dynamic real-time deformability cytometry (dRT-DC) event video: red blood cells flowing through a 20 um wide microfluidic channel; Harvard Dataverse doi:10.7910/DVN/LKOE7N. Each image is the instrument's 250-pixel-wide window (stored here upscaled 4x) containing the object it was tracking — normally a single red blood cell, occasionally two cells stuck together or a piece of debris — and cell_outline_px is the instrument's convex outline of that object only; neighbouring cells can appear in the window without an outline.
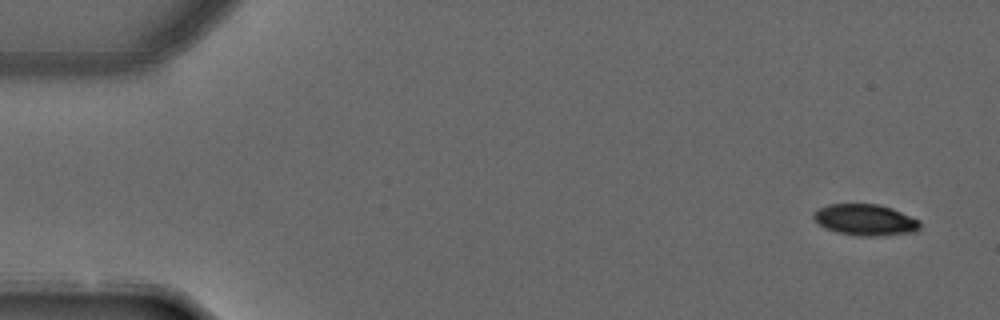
{"species": "common noctule bat (a hibernating species)", "species_latin": "Nyctalus noctula", "temperature_condition": "warm", "stored_images_in_passage": 5, "camera_frame_rate_fps": 3000, "um_per_image_px": 0.085, "animal": {"sex": "male", "forearm_length_mm": 52.5}, "frame": {"image": 1, "passage_image": 1, "time_ms": 0.0, "image_size_px": [1000, 320], "cell_outline_px": [[920, 228], [916, 232], [876, 236], [860, 236], [836, 232], [824, 228], [812, 216], [820, 208], [828, 204], [876, 204], [892, 208], [920, 220]], "centroid_in_image_um": [73.58, 18.69], "position_along_channel_um": 11.4, "area_um2": 19.31}}
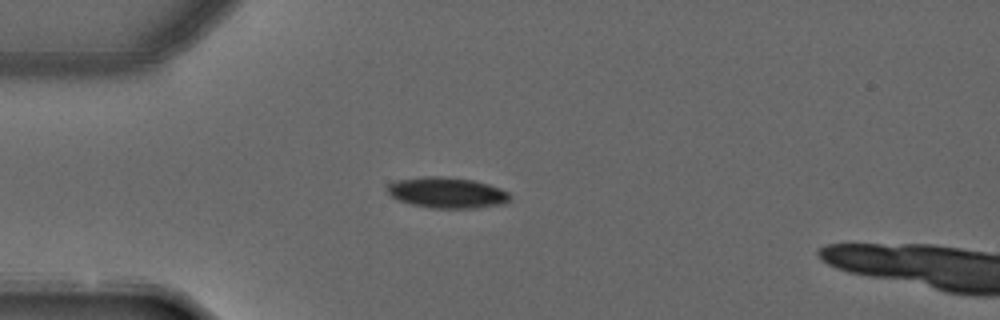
{"frame": {"image": 2, "passage_image": 4, "time_ms": 1.0, "image_size_px": [1000, 320], "cell_outline_px": [[512, 200], [504, 204], [476, 208], [432, 208], [412, 204], [400, 200], [392, 196], [388, 192], [388, 184], [396, 180], [424, 176], [440, 176], [472, 180], [488, 184], [500, 188], [508, 192], [512, 196]], "centroid_in_image_um": [38.05, 16.38], "position_along_channel_um": 47.0, "area_um2": 22.02}}